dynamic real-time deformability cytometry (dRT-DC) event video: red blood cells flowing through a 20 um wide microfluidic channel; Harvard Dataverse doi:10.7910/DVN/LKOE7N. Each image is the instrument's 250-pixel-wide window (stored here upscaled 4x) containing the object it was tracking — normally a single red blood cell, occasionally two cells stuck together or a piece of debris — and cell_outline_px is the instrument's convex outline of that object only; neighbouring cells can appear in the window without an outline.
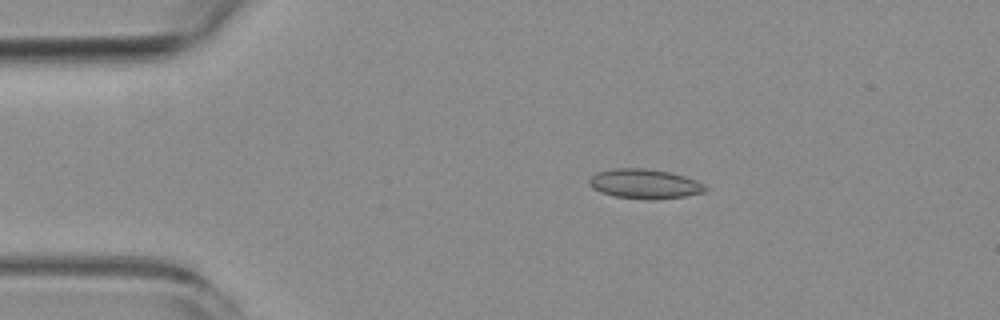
{"species": "common noctule bat (a hibernating species)", "species_latin": "Nyctalus noctula", "temperature_condition": "room temperature", "stored_images_in_passage": 4, "camera_frame_rate_fps": 3000, "um_per_image_px": 0.085, "animal": {"sex": "female", "body_mass_g": 19.3, "forearm_length_mm": 54.1}, "frame": {"image": 1, "passage_image": 2, "time_ms": 1.333, "image_size_px": [1000, 320], "cell_outline_px": [[708, 188], [704, 192], [688, 196], [656, 200], [648, 200], [612, 196], [600, 192], [592, 188], [588, 184], [588, 180], [596, 172], [612, 168], [644, 168], [668, 172], [684, 176], [696, 180], [704, 184]], "centroid_in_image_um": [54.78, 15.64], "position_along_channel_um": 30.2, "area_um2": 20.35}}
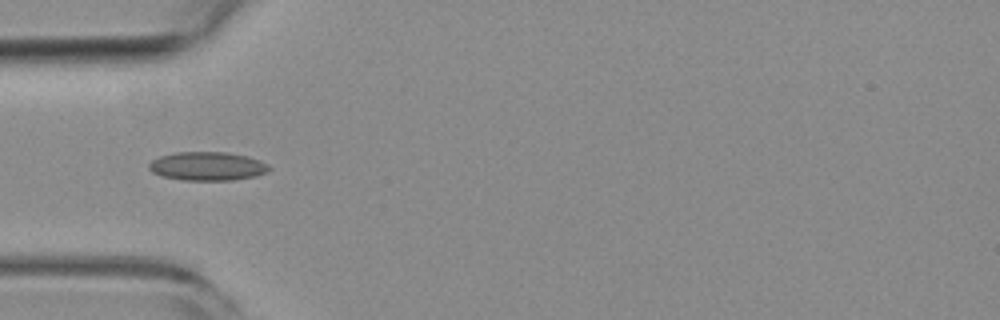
{"frame": {"image": 2, "passage_image": 4, "time_ms": 3.667, "image_size_px": [1000, 320], "cell_outline_px": [[272, 168], [268, 172], [256, 176], [232, 180], [180, 180], [160, 176], [152, 172], [148, 168], [148, 164], [152, 160], [160, 156], [176, 152], [228, 152], [248, 156], [260, 160], [268, 164]], "centroid_in_image_um": [17.64, 14.13], "position_along_channel_um": 67.4, "area_um2": 20.35}}